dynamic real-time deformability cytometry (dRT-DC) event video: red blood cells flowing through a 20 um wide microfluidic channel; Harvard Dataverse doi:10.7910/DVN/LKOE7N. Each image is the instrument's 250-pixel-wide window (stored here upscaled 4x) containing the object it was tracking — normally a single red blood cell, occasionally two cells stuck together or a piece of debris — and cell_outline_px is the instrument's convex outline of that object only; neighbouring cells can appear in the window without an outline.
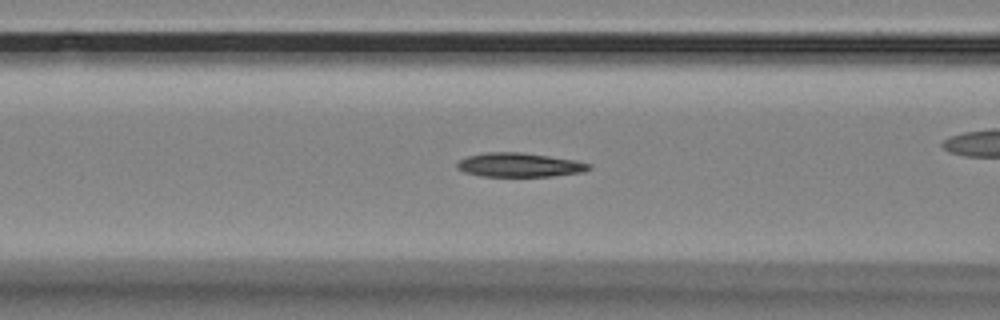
{"species": "Egyptian fruit bat (a non-hibernating species)", "species_latin": "Rousettus aegyptiacus", "temperature_condition": "room temperature", "stored_images_in_passage": 17, "camera_frame_rate_fps": 3000, "um_per_image_px": 0.085, "animal": {"sex": "female"}, "frame": {"image": 1, "passage_image": 5, "time_ms": 1.333, "image_size_px": [1000, 320], "cell_outline_px": [[592, 168], [584, 172], [552, 176], [480, 176], [464, 172], [456, 168], [456, 164], [460, 160], [468, 156], [484, 152], [520, 152], [576, 160], [592, 164]], "centroid_in_image_um": [44.16, 14.02], "position_along_channel_um": 122.4, "area_um2": 18.55}}
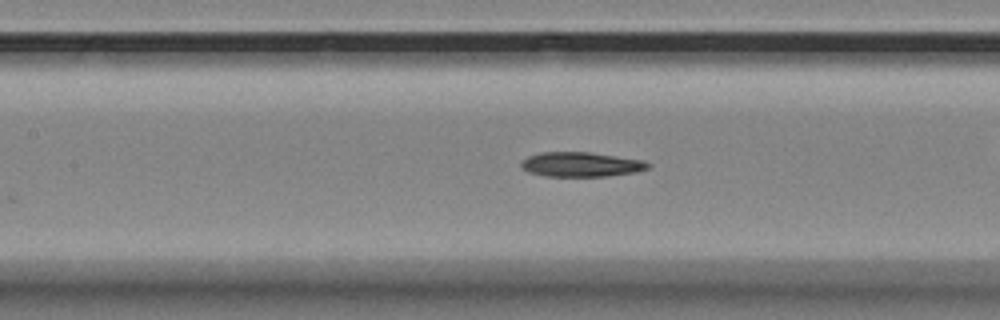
{"frame": {"image": 2, "passage_image": 8, "time_ms": 2.333, "image_size_px": [1000, 320], "cell_outline_px": [[652, 164], [648, 168], [636, 172], [608, 176], [544, 176], [528, 172], [520, 164], [520, 160], [528, 156], [540, 152], [588, 152], [644, 160]], "centroid_in_image_um": [49.38, 13.97], "position_along_channel_um": 158.0, "area_um2": 18.26}}
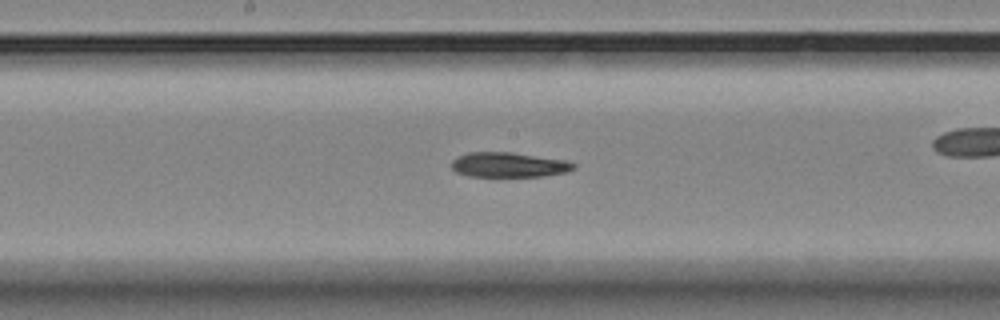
{"frame": {"image": 3, "passage_image": 12, "time_ms": 3.667, "image_size_px": [1000, 320], "cell_outline_px": [[576, 168], [568, 172], [544, 176], [468, 176], [456, 172], [452, 168], [452, 160], [468, 152], [512, 152], [568, 160], [576, 164]], "centroid_in_image_um": [43.3, 14.0], "position_along_channel_um": 204.9, "area_um2": 17.8}}